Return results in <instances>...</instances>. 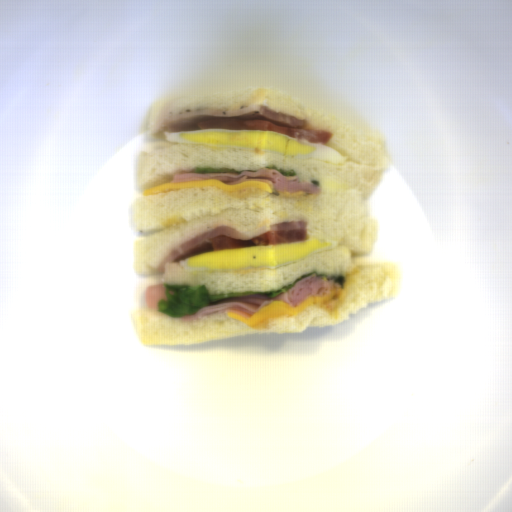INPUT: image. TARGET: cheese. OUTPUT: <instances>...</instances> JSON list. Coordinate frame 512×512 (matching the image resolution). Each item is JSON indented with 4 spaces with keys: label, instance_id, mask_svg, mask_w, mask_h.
<instances>
[{
    "label": "cheese",
    "instance_id": "1",
    "mask_svg": "<svg viewBox=\"0 0 512 512\" xmlns=\"http://www.w3.org/2000/svg\"><path fill=\"white\" fill-rule=\"evenodd\" d=\"M361 266H355L350 273H345V282L343 287L334 288L331 293H327L323 296L309 295L306 300L297 306L290 305L286 301H273L269 305L263 307L257 311L251 317H245L241 314L232 312H225L227 318H233L238 320L252 328L256 329H270V320L280 319L285 316H298L306 308L310 306H319L323 310L327 311L331 316L338 319L339 309L342 306L349 286L354 284V276L360 274Z\"/></svg>",
    "mask_w": 512,
    "mask_h": 512
},
{
    "label": "cheese",
    "instance_id": "2",
    "mask_svg": "<svg viewBox=\"0 0 512 512\" xmlns=\"http://www.w3.org/2000/svg\"><path fill=\"white\" fill-rule=\"evenodd\" d=\"M214 186L221 191L231 192L237 195H245L254 192H270L279 196L288 198H299L310 193L304 191L286 192L284 190H276L270 181H247L238 184H224L220 180L214 178H206L189 182H174V179L161 185L146 189L143 195L152 196L158 192L181 190L191 187Z\"/></svg>",
    "mask_w": 512,
    "mask_h": 512
}]
</instances>
